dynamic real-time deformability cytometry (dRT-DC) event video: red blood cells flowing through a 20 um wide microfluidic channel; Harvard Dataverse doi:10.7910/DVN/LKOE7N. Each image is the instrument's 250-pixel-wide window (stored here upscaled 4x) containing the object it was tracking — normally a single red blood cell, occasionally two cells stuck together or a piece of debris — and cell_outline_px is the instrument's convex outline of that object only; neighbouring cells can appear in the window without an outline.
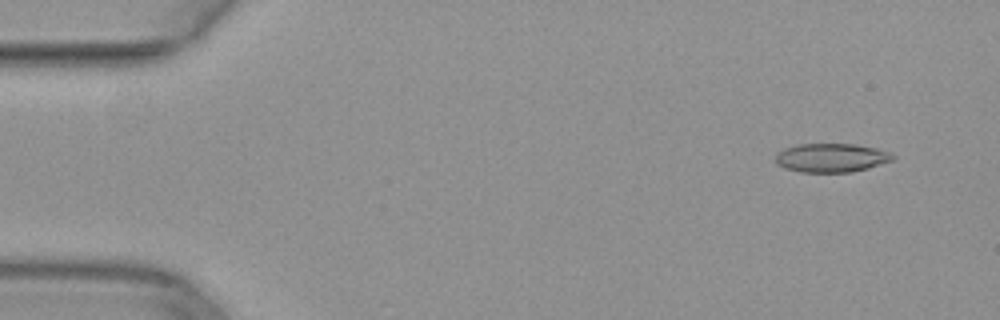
{"species": "common noctule bat (a hibernating species)", "species_latin": "Nyctalus noctula", "temperature_condition": "warm", "stored_images_in_passage": 50, "camera_frame_rate_fps": 3000, "um_per_image_px": 0.085, "animal": {"sex": "female", "body_mass_g": 29.2, "forearm_length_mm": 56.3}, "frame": {"image": 1, "passage_image": 4, "time_ms": 1.0, "image_size_px": [1000, 320], "cell_outline_px": [[896, 156], [892, 160], [868, 168], [852, 172], [800, 172], [784, 168], [776, 164], [776, 152], [784, 148], [796, 144], [856, 144], [876, 148], [888, 152]], "centroid_in_image_um": [70.62, 13.41], "position_along_channel_um": 14.4, "area_um2": 19.77}}
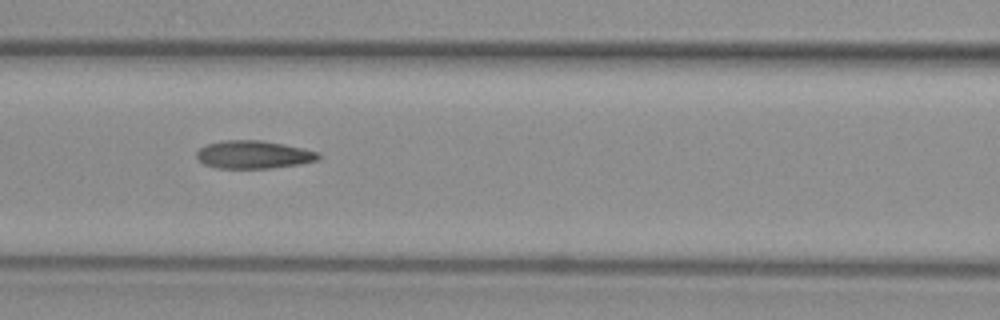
{"frame": {"image": 2, "passage_image": 22, "time_ms": 7.0, "image_size_px": [1000, 320], "cell_outline_px": [[320, 160], [300, 164], [272, 168], [216, 168], [204, 164], [196, 156], [196, 152], [200, 148], [208, 144], [220, 140], [260, 140], [284, 144], [320, 152]], "centroid_in_image_um": [21.58, 13.14], "position_along_channel_um": 145.0, "area_um2": 19.94}}
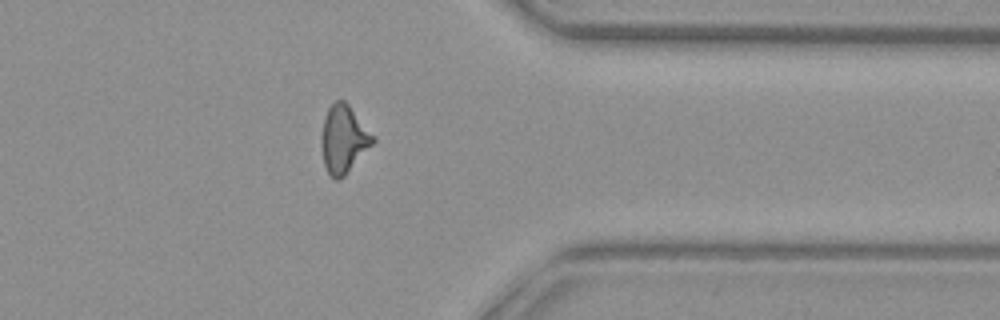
{"frame": {"image": 3, "passage_image": 40, "time_ms": 13.0, "image_size_px": [1000, 320], "cell_outline_px": [[376, 140], [344, 176], [340, 180], [336, 180], [328, 172], [324, 164], [320, 144], [320, 140], [324, 116], [328, 108], [336, 100], [344, 100], [348, 104], [376, 136]], "centroid_in_image_um": [29.2, 11.81], "position_along_channel_um": 382.2, "area_um2": 20.4}}